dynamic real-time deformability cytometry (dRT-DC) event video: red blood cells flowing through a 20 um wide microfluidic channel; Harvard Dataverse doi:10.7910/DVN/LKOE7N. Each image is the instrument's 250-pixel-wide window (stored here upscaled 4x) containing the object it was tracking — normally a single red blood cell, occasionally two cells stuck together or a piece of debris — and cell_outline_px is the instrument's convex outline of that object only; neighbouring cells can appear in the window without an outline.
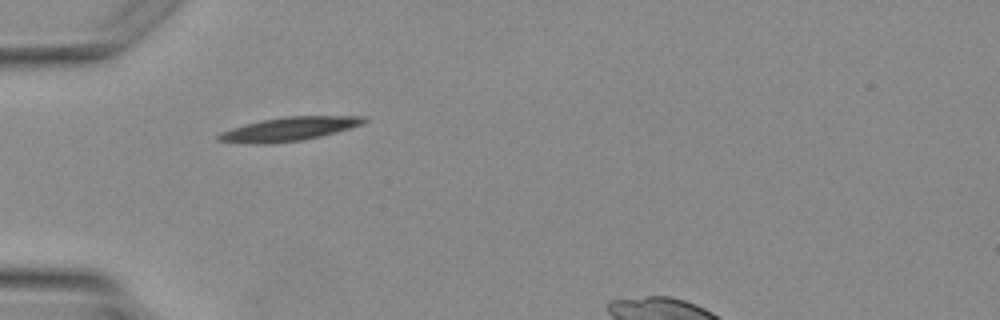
{"species": "Egyptian fruit bat (a non-hibernating species)", "species_latin": "Rousettus aegyptiacus", "temperature_condition": "warm", "stored_images_in_passage": 1, "camera_frame_rate_fps": 3000, "um_per_image_px": 0.085, "animal": {"sex": "female"}, "frame": {"image": 1, "passage_image": 1, "time_ms": 0.0, "image_size_px": [1000, 320], "cell_outline_px": [[368, 120], [360, 124], [336, 132], [304, 140], [272, 144], [252, 144], [216, 140], [216, 136], [220, 132], [232, 128], [260, 120], [284, 116], [364, 116]], "centroid_in_image_um": [24.51, 10.97], "position_along_channel_um": 60.5, "area_um2": 20.11}}